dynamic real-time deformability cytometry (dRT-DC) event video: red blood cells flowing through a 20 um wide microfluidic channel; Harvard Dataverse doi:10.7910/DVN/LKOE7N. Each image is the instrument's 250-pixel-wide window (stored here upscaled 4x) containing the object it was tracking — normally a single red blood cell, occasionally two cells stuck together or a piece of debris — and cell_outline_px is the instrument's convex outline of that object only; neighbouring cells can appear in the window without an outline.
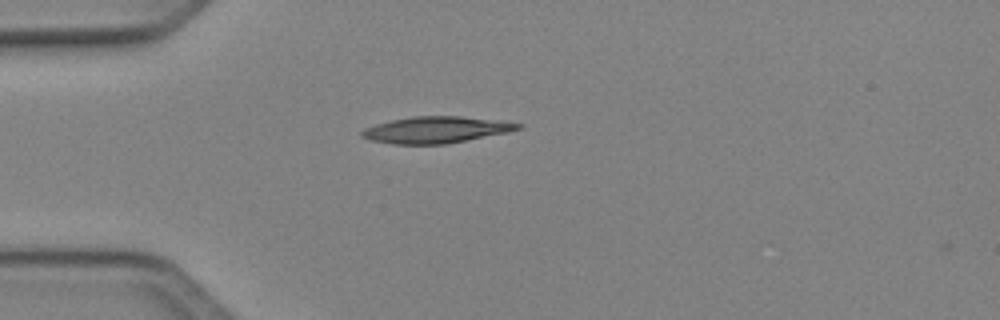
{"species": "Egyptian fruit bat (a non-hibernating species)", "species_latin": "Rousettus aegyptiacus", "temperature_condition": "cold", "stored_images_in_passage": 37, "camera_frame_rate_fps": 3000, "um_per_image_px": 0.085, "animal": {"sex": "female"}, "frame": {"image": 1, "passage_image": 1, "time_ms": 0.0, "image_size_px": [1000, 320], "cell_outline_px": [[524, 128], [508, 132], [448, 144], [396, 144], [372, 140], [360, 136], [360, 132], [364, 128], [376, 124], [392, 120], [412, 116], [460, 116], [500, 120], [524, 124]], "centroid_in_image_um": [37.11, 11.03], "position_along_channel_um": 47.9, "area_um2": 24.22}}
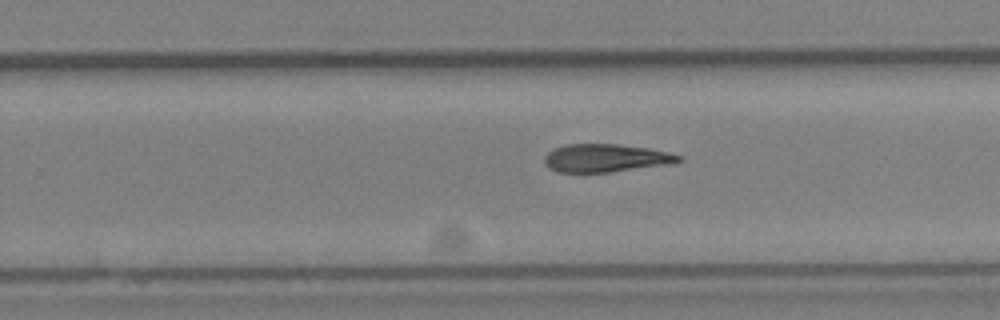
{"frame": {"image": 2, "passage_image": 19, "time_ms": 6.0, "image_size_px": [1000, 320], "cell_outline_px": [[684, 160], [672, 164], [608, 172], [560, 172], [548, 168], [544, 164], [544, 156], [552, 148], [564, 144], [616, 144], [648, 148], [668, 152], [680, 156]], "centroid_in_image_um": [51.46, 13.43], "position_along_channel_um": 278.3, "area_um2": 22.02}}
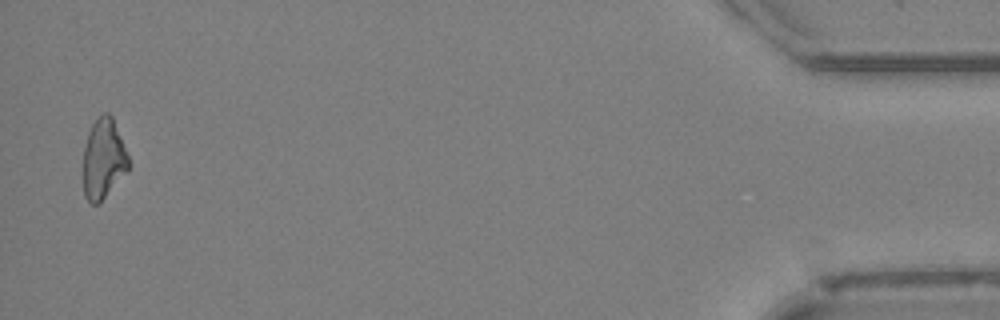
{"frame": {"image": 3, "passage_image": 36, "time_ms": 11.667, "image_size_px": [1000, 320], "cell_outline_px": [[128, 168], [104, 196], [96, 204], [92, 204], [84, 196], [84, 148], [88, 132], [92, 124], [104, 112], [108, 112], [112, 116], [128, 156]], "centroid_in_image_um": [8.77, 13.46], "position_along_channel_um": 426.4, "area_um2": 20.35}, "authors_computed_cell_mechanics": {"area_um2": 22.7154, "velocity_mm_per_s": 4.1223, "shape_relaxation_time_tau1_ms": 6.3279, "shape_relaxation_time_tau2_ms": null, "deformation_change_tau1": 0.1726, "deformation_change_tau2": null}}